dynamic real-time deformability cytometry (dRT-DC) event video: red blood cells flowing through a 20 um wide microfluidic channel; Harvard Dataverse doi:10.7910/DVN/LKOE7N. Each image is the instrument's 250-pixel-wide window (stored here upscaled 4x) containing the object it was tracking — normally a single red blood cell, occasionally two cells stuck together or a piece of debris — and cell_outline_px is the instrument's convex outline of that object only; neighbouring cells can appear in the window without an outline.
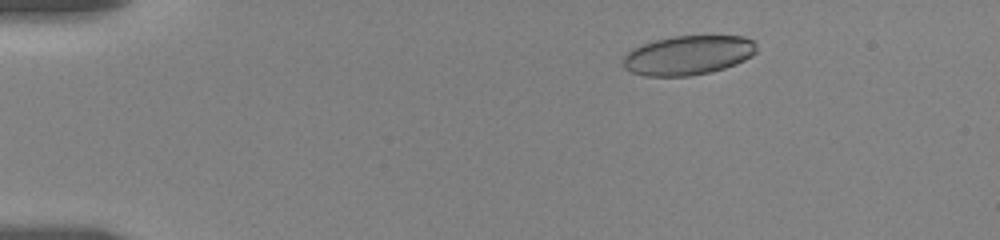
{"species": "human", "species_latin": "Homo sapiens", "temperature_condition": "room temperature", "stored_images_in_passage": 6, "camera_frame_rate_fps": 3000, "um_per_image_px": 0.085, "donor": {"sex": "female"}, "frame": {"image": 1, "passage_image": 2, "time_ms": 0.667, "image_size_px": [1000, 240], "cell_outline_px": [[756, 52], [752, 56], [736, 64], [712, 72], [688, 76], [644, 76], [632, 72], [624, 68], [624, 56], [632, 48], [640, 44], [672, 36], [744, 36], [752, 40], [756, 44]], "centroid_in_image_um": [58.49, 4.69], "position_along_channel_um": 26.5, "area_um2": 30.69}}
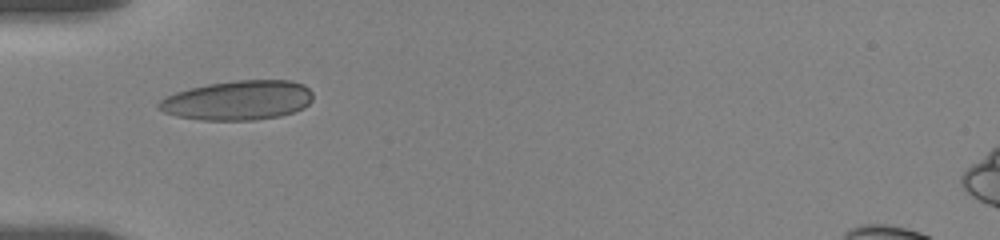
{"frame": {"image": 2, "passage_image": 5, "time_ms": 4.0, "image_size_px": [1000, 240], "cell_outline_px": [[312, 100], [304, 108], [280, 116], [256, 120], [204, 120], [176, 116], [164, 112], [156, 108], [156, 104], [164, 96], [176, 92], [208, 84], [236, 80], [292, 80], [304, 84], [312, 92]], "centroid_in_image_um": [20.22, 8.52], "position_along_channel_um": 64.8, "area_um2": 35.66}}
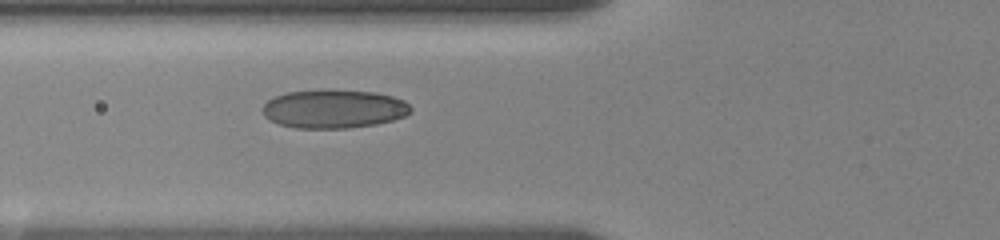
{"frame": {"image": 3, "passage_image": 6, "time_ms": 5.0, "image_size_px": [1000, 240], "cell_outline_px": [[412, 112], [404, 116], [392, 120], [376, 124], [348, 128], [296, 128], [280, 124], [268, 120], [264, 116], [264, 104], [268, 100], [276, 96], [288, 92], [376, 92], [392, 96], [404, 100], [412, 108]], "centroid_in_image_um": [28.4, 9.3], "position_along_channel_um": 97.4, "area_um2": 32.43}}